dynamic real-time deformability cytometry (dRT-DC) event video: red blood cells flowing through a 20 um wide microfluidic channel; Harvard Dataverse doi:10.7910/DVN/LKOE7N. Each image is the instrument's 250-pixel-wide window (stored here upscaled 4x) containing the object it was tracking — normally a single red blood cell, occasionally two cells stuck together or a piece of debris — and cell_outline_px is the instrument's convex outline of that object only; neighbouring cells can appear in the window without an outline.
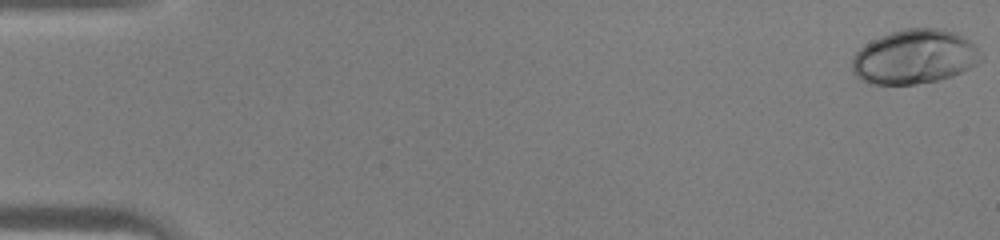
{"species": "human", "species_latin": "Homo sapiens", "temperature_condition": "warm", "stored_images_in_passage": 45, "camera_frame_rate_fps": 3000, "um_per_image_px": 0.085, "donor": {"sex": "male"}, "frame": {"image": 1, "passage_image": 1, "time_ms": 0.0, "image_size_px": [1000, 240], "cell_outline_px": [[984, 60], [952, 76], [940, 80], [916, 84], [868, 84], [860, 80], [852, 72], [852, 56], [864, 44], [880, 36], [904, 28], [944, 28], [956, 32], [964, 36], [984, 56]], "centroid_in_image_um": [77.72, 4.83], "position_along_channel_um": 7.3, "area_um2": 41.15}}
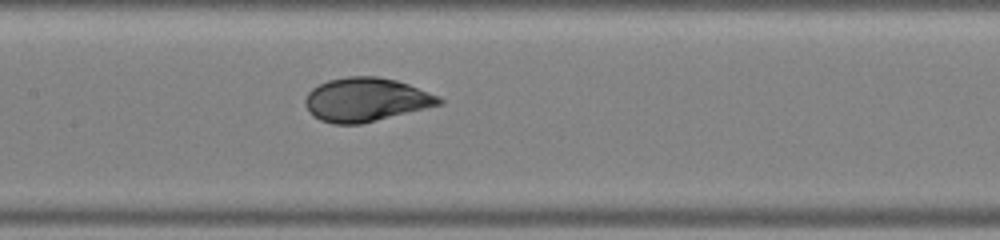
{"frame": {"image": 2, "passage_image": 23, "time_ms": 7.333, "image_size_px": [1000, 240], "cell_outline_px": [[444, 104], [360, 124], [332, 124], [320, 120], [304, 104], [304, 100], [308, 92], [312, 88], [328, 80], [348, 76], [380, 76], [396, 80], [408, 84], [440, 96], [444, 100]], "centroid_in_image_um": [31.14, 8.46], "position_along_channel_um": 176.3, "area_um2": 34.1}}
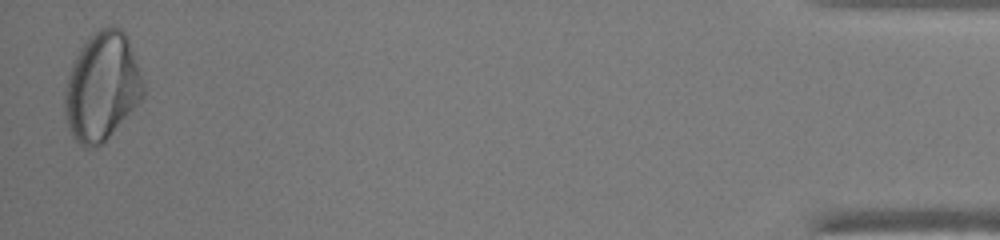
{"frame": {"image": 3, "passage_image": 45, "time_ms": 14.667, "image_size_px": [1000, 240], "cell_outline_px": [[144, 96], [108, 136], [96, 148], [84, 148], [72, 136], [64, 112], [64, 92], [68, 76], [72, 64], [80, 48], [88, 36], [100, 28], [120, 28], [128, 36], [144, 84]], "centroid_in_image_um": [8.65, 7.35], "position_along_channel_um": 426.6, "area_um2": 49.07}}